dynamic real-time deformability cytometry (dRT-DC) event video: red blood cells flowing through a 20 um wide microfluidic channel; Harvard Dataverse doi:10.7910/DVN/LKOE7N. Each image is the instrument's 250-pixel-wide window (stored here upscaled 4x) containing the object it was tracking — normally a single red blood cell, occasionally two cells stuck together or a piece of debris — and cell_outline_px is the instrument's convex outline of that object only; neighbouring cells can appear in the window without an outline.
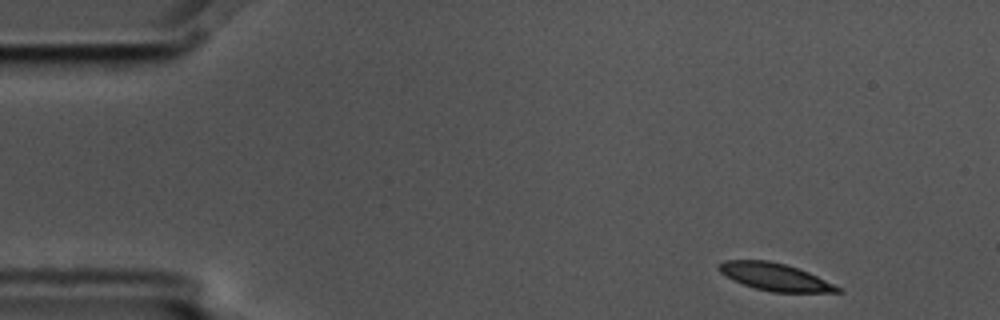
{"species": "common noctule bat (a hibernating species)", "species_latin": "Nyctalus noctula", "temperature_condition": "cold", "stored_images_in_passage": 3, "camera_frame_rate_fps": 3000, "um_per_image_px": 0.085, "animal": {"sex": "male", "body_mass_g": 17.5, "forearm_length_mm": 52.3}, "frame": {"image": 1, "passage_image": 1, "time_ms": 0.0, "image_size_px": [1000, 320], "cell_outline_px": [[844, 288], [840, 292], [772, 292], [756, 288], [744, 284], [720, 272], [720, 264], [724, 260], [768, 260], [784, 264], [808, 272]], "centroid_in_image_um": [65.94, 23.54], "position_along_channel_um": 19.1, "area_um2": 18.55}}